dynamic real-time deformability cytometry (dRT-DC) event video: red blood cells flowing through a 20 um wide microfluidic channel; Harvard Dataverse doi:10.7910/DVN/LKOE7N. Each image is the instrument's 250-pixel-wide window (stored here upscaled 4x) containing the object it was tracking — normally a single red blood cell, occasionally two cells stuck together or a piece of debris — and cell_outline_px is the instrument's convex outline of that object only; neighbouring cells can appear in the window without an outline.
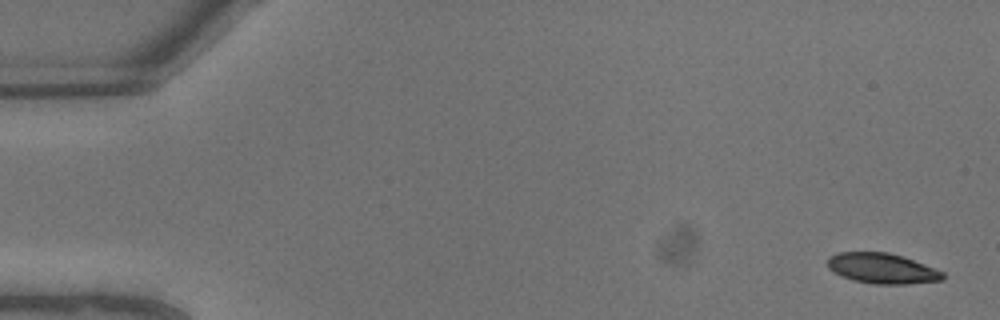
{"species": "common noctule bat (a hibernating species)", "species_latin": "Nyctalus noctula", "temperature_condition": "warm", "stored_images_in_passage": 8, "camera_frame_rate_fps": 3000, "um_per_image_px": 0.085, "animal": {"sex": "male", "body_mass_g": 13.3}, "frame": {"image": 1, "passage_image": 1, "time_ms": 0.0, "image_size_px": [1000, 320], "cell_outline_px": [[944, 280], [908, 284], [876, 284], [856, 280], [840, 276], [828, 268], [828, 256], [836, 252], [888, 252], [904, 256], [944, 272]], "centroid_in_image_um": [74.98, 22.8], "position_along_channel_um": 10.0, "area_um2": 20.46}}
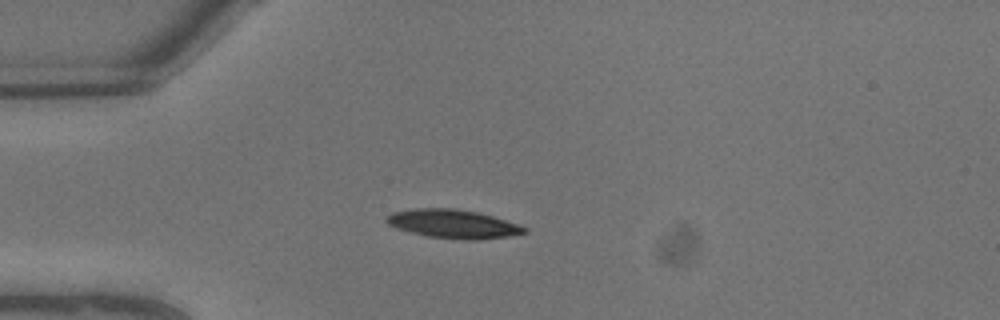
{"frame": {"image": 2, "passage_image": 6, "time_ms": 1.667, "image_size_px": [1000, 320], "cell_outline_px": [[528, 232], [508, 236], [480, 240], [472, 240], [428, 236], [412, 232], [388, 224], [384, 220], [392, 212], [412, 208], [452, 208], [476, 212], [492, 216], [520, 224], [528, 228]], "centroid_in_image_um": [38.56, 19.02], "position_along_channel_um": 46.4, "area_um2": 22.83}}
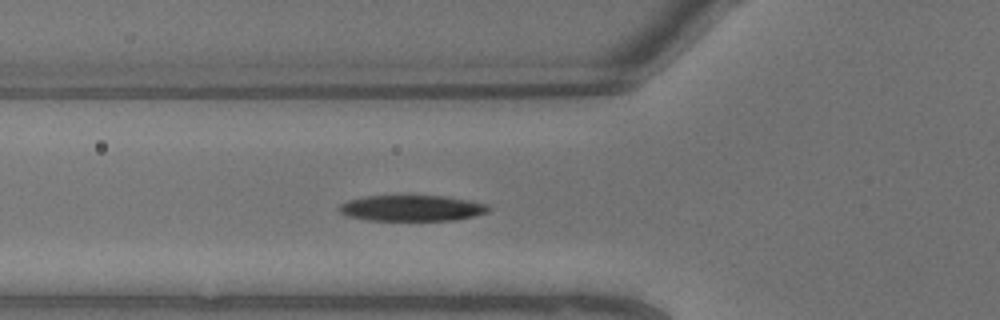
{"frame": {"image": 3, "passage_image": 8, "time_ms": 2.333, "image_size_px": [1000, 320], "cell_outline_px": [[492, 208], [488, 212], [476, 216], [456, 220], [368, 220], [344, 216], [340, 212], [340, 204], [348, 200], [364, 196], [444, 196], [468, 200], [488, 204]], "centroid_in_image_um": [35.03, 17.7], "position_along_channel_um": 90.8, "area_um2": 22.66}}